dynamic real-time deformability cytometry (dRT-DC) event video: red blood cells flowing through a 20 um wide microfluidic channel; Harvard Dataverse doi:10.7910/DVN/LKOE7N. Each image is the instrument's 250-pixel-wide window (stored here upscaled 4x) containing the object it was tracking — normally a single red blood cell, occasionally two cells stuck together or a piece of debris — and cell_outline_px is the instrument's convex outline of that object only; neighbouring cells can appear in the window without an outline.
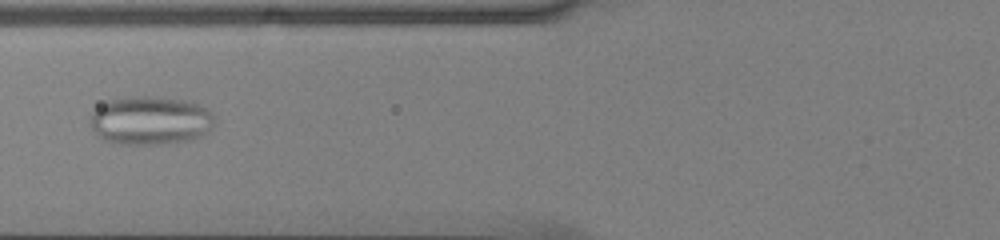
{"species": "common noctule bat (a hibernating species)", "species_latin": "Nyctalus noctula", "temperature_condition": "cold", "stored_images_in_passage": 44, "camera_frame_rate_fps": 3000, "um_per_image_px": 0.085, "animal": {"sex": "male", "body_mass_g": 13.0, "forearm_length_mm": 53.1}, "frame": {"image": 1, "passage_image": 14, "time_ms": 4.333, "image_size_px": [1000, 240], "cell_outline_px": [[212, 128], [204, 136], [192, 140], [164, 144], [116, 144], [104, 140], [92, 128], [88, 116], [100, 104], [108, 100], [144, 96], [156, 96], [184, 100], [200, 104], [212, 112]], "centroid_in_image_um": [12.79, 10.25], "position_along_channel_um": 113.0, "area_um2": 35.49}}
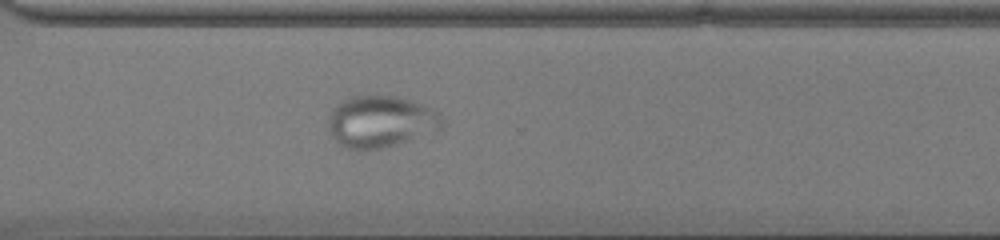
{"frame": {"image": 2, "passage_image": 31, "time_ms": 10.0, "image_size_px": [1000, 240], "cell_outline_px": [[440, 128], [396, 144], [380, 148], [360, 152], [348, 148], [340, 144], [332, 136], [328, 124], [328, 120], [332, 108], [344, 100], [352, 96], [396, 96], [432, 108], [440, 116]], "centroid_in_image_um": [32.28, 10.34], "position_along_channel_um": 338.3, "area_um2": 33.58}}
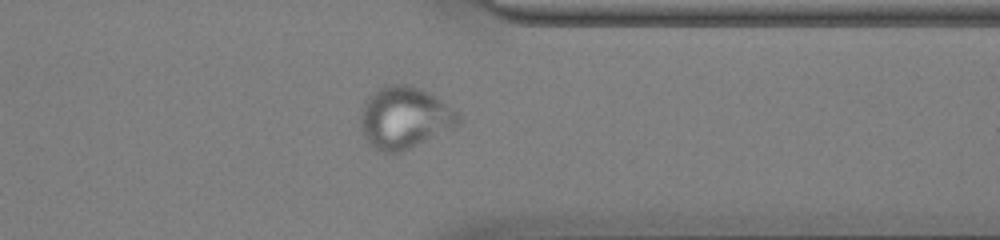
{"frame": {"image": 3, "passage_image": 34, "time_ms": 11.0, "image_size_px": [1000, 240], "cell_outline_px": [[460, 124], [452, 128], [400, 152], [380, 152], [364, 136], [360, 124], [360, 112], [368, 96], [380, 88], [388, 84], [408, 84], [428, 92], [440, 100], [456, 112], [460, 116]], "centroid_in_image_um": [34.35, 9.99], "position_along_channel_um": 377.0, "area_um2": 34.56}}